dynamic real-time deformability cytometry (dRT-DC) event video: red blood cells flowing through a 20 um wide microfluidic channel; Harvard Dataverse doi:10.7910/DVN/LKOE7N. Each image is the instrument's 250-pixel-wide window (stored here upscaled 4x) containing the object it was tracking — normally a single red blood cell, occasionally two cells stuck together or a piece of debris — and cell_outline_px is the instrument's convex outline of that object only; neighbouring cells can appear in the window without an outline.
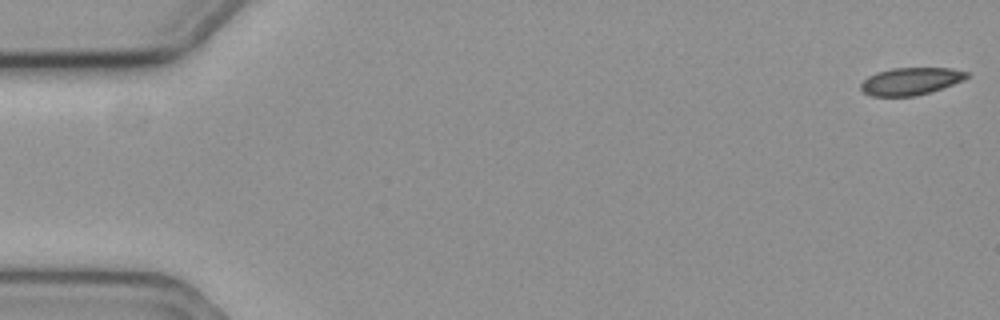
{"species": "common noctule bat (a hibernating species)", "species_latin": "Nyctalus noctula", "temperature_condition": "cold", "stored_images_in_passage": 59, "camera_frame_rate_fps": 3000, "um_per_image_px": 0.085, "animal": {"sex": "female", "body_mass_g": 19.3, "forearm_length_mm": 54.1}, "frame": {"image": 1, "passage_image": 1, "time_ms": 0.0, "image_size_px": [1000, 320], "cell_outline_px": [[968, 76], [964, 80], [916, 96], [872, 96], [864, 92], [860, 88], [860, 84], [868, 76], [876, 72], [892, 68], [952, 68], [968, 72]], "centroid_in_image_um": [77.38, 6.89], "position_along_channel_um": 7.6, "area_um2": 16.76}}
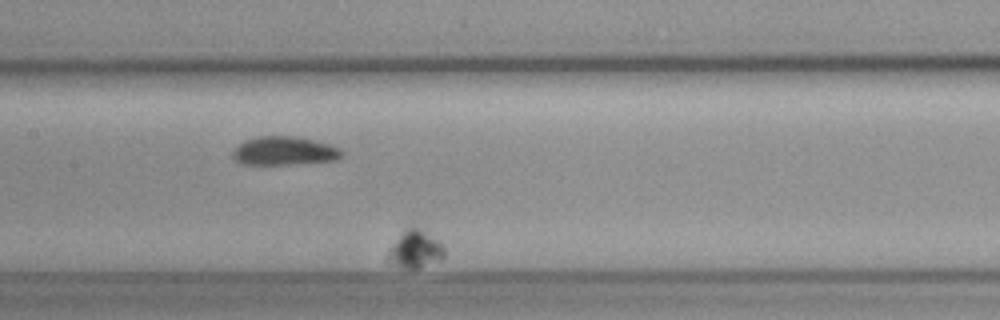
{"frame": {"image": 2, "passage_image": 30, "time_ms": 9.667, "image_size_px": [1000, 320], "cell_outline_px": [[444, 260], [420, 268], [404, 268], [388, 264], [384, 260], [388, 248], [408, 228], [420, 228], [444, 244]], "centroid_in_image_um": [35.28, 21.25], "position_along_channel_um": 172.1, "area_um2": 12.66}}
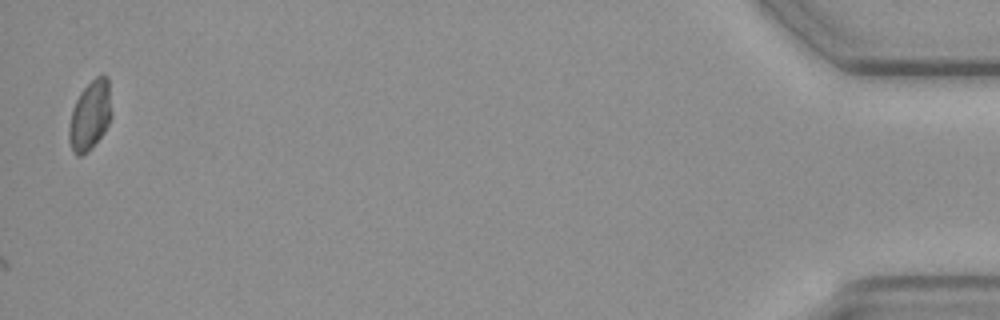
{"frame": {"image": 3, "passage_image": 59, "time_ms": 19.333, "image_size_px": [1000, 320], "cell_outline_px": [[112, 116], [104, 132], [92, 148], [88, 152], [80, 156], [76, 156], [72, 152], [68, 140], [68, 128], [72, 108], [80, 92], [96, 76], [104, 72], [108, 76], [112, 112]], "centroid_in_image_um": [7.66, 9.81], "position_along_channel_um": 427.5, "area_um2": 17.69}}